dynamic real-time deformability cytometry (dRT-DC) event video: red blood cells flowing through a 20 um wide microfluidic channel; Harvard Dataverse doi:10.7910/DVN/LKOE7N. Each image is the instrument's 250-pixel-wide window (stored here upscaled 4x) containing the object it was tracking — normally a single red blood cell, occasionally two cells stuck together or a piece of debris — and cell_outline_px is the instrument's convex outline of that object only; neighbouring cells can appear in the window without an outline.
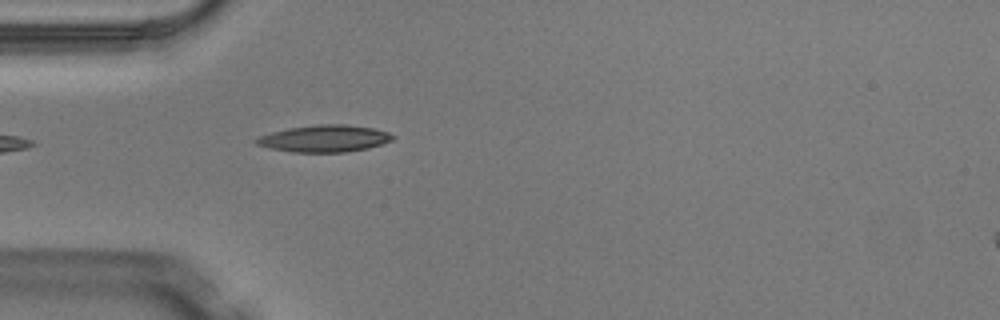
{"species": "Egyptian fruit bat (a non-hibernating species)", "species_latin": "Rousettus aegyptiacus", "temperature_condition": "warm", "stored_images_in_passage": 3, "camera_frame_rate_fps": 3000, "um_per_image_px": 0.085, "animal": {"sex": "male"}, "frame": {"image": 1, "passage_image": 2, "time_ms": 0.333, "image_size_px": [1000, 320], "cell_outline_px": [[396, 136], [392, 140], [368, 148], [344, 152], [292, 152], [272, 148], [256, 144], [252, 140], [260, 136], [272, 132], [288, 128], [316, 124], [348, 124], [372, 128], [388, 132]], "centroid_in_image_um": [27.58, 11.76], "position_along_channel_um": 57.4, "area_um2": 21.33}}